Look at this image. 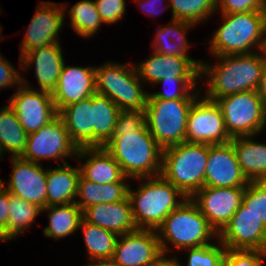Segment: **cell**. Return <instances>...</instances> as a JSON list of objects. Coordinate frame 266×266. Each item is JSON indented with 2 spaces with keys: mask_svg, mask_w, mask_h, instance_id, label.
<instances>
[{
  "mask_svg": "<svg viewBox=\"0 0 266 266\" xmlns=\"http://www.w3.org/2000/svg\"><path fill=\"white\" fill-rule=\"evenodd\" d=\"M75 161L79 163L81 175L96 184L130 180L124 176L120 165L103 146L78 148Z\"/></svg>",
  "mask_w": 266,
  "mask_h": 266,
  "instance_id": "cell-22",
  "label": "cell"
},
{
  "mask_svg": "<svg viewBox=\"0 0 266 266\" xmlns=\"http://www.w3.org/2000/svg\"><path fill=\"white\" fill-rule=\"evenodd\" d=\"M9 218V192L1 185L0 186V229L4 232L7 227Z\"/></svg>",
  "mask_w": 266,
  "mask_h": 266,
  "instance_id": "cell-44",
  "label": "cell"
},
{
  "mask_svg": "<svg viewBox=\"0 0 266 266\" xmlns=\"http://www.w3.org/2000/svg\"><path fill=\"white\" fill-rule=\"evenodd\" d=\"M102 22L109 26L121 22L126 14L125 0H94Z\"/></svg>",
  "mask_w": 266,
  "mask_h": 266,
  "instance_id": "cell-40",
  "label": "cell"
},
{
  "mask_svg": "<svg viewBox=\"0 0 266 266\" xmlns=\"http://www.w3.org/2000/svg\"><path fill=\"white\" fill-rule=\"evenodd\" d=\"M197 25L177 19H171L168 25L157 26L153 40L152 50L165 56L191 57L188 54L190 42L188 31Z\"/></svg>",
  "mask_w": 266,
  "mask_h": 266,
  "instance_id": "cell-26",
  "label": "cell"
},
{
  "mask_svg": "<svg viewBox=\"0 0 266 266\" xmlns=\"http://www.w3.org/2000/svg\"><path fill=\"white\" fill-rule=\"evenodd\" d=\"M162 255L156 230L136 229L118 236L112 258L122 266H150Z\"/></svg>",
  "mask_w": 266,
  "mask_h": 266,
  "instance_id": "cell-17",
  "label": "cell"
},
{
  "mask_svg": "<svg viewBox=\"0 0 266 266\" xmlns=\"http://www.w3.org/2000/svg\"><path fill=\"white\" fill-rule=\"evenodd\" d=\"M61 43L36 47L19 57V69L22 72L34 70L37 90L52 93L58 83L59 75L65 63Z\"/></svg>",
  "mask_w": 266,
  "mask_h": 266,
  "instance_id": "cell-19",
  "label": "cell"
},
{
  "mask_svg": "<svg viewBox=\"0 0 266 266\" xmlns=\"http://www.w3.org/2000/svg\"><path fill=\"white\" fill-rule=\"evenodd\" d=\"M258 136L234 137L231 140L238 163L249 182L266 181V141L259 142Z\"/></svg>",
  "mask_w": 266,
  "mask_h": 266,
  "instance_id": "cell-25",
  "label": "cell"
},
{
  "mask_svg": "<svg viewBox=\"0 0 266 266\" xmlns=\"http://www.w3.org/2000/svg\"><path fill=\"white\" fill-rule=\"evenodd\" d=\"M48 217V225L43 229V235L54 240H62L79 231L82 210L71 203L59 206H46L41 209Z\"/></svg>",
  "mask_w": 266,
  "mask_h": 266,
  "instance_id": "cell-29",
  "label": "cell"
},
{
  "mask_svg": "<svg viewBox=\"0 0 266 266\" xmlns=\"http://www.w3.org/2000/svg\"><path fill=\"white\" fill-rule=\"evenodd\" d=\"M10 179L2 185L11 195L36 204L43 209L47 206V166L26 161L20 157H11Z\"/></svg>",
  "mask_w": 266,
  "mask_h": 266,
  "instance_id": "cell-14",
  "label": "cell"
},
{
  "mask_svg": "<svg viewBox=\"0 0 266 266\" xmlns=\"http://www.w3.org/2000/svg\"><path fill=\"white\" fill-rule=\"evenodd\" d=\"M221 23L212 33L208 49L212 57L249 54L263 50L266 40V11L217 13Z\"/></svg>",
  "mask_w": 266,
  "mask_h": 266,
  "instance_id": "cell-3",
  "label": "cell"
},
{
  "mask_svg": "<svg viewBox=\"0 0 266 266\" xmlns=\"http://www.w3.org/2000/svg\"><path fill=\"white\" fill-rule=\"evenodd\" d=\"M150 266H181L179 259L173 255H162L154 264Z\"/></svg>",
  "mask_w": 266,
  "mask_h": 266,
  "instance_id": "cell-45",
  "label": "cell"
},
{
  "mask_svg": "<svg viewBox=\"0 0 266 266\" xmlns=\"http://www.w3.org/2000/svg\"><path fill=\"white\" fill-rule=\"evenodd\" d=\"M202 61L191 57L165 56L152 50L148 58L134 65L139 79L146 87H152L161 79L200 78Z\"/></svg>",
  "mask_w": 266,
  "mask_h": 266,
  "instance_id": "cell-18",
  "label": "cell"
},
{
  "mask_svg": "<svg viewBox=\"0 0 266 266\" xmlns=\"http://www.w3.org/2000/svg\"><path fill=\"white\" fill-rule=\"evenodd\" d=\"M227 133L231 138L261 135L266 129V101L258 90L218 98Z\"/></svg>",
  "mask_w": 266,
  "mask_h": 266,
  "instance_id": "cell-8",
  "label": "cell"
},
{
  "mask_svg": "<svg viewBox=\"0 0 266 266\" xmlns=\"http://www.w3.org/2000/svg\"><path fill=\"white\" fill-rule=\"evenodd\" d=\"M103 147L130 181L161 174L163 148L148 131L144 111H121L113 134Z\"/></svg>",
  "mask_w": 266,
  "mask_h": 266,
  "instance_id": "cell-1",
  "label": "cell"
},
{
  "mask_svg": "<svg viewBox=\"0 0 266 266\" xmlns=\"http://www.w3.org/2000/svg\"><path fill=\"white\" fill-rule=\"evenodd\" d=\"M209 145L183 142L163 149L161 176L191 198L205 186Z\"/></svg>",
  "mask_w": 266,
  "mask_h": 266,
  "instance_id": "cell-6",
  "label": "cell"
},
{
  "mask_svg": "<svg viewBox=\"0 0 266 266\" xmlns=\"http://www.w3.org/2000/svg\"><path fill=\"white\" fill-rule=\"evenodd\" d=\"M171 19L189 21L195 25L204 24L216 12V0H168Z\"/></svg>",
  "mask_w": 266,
  "mask_h": 266,
  "instance_id": "cell-35",
  "label": "cell"
},
{
  "mask_svg": "<svg viewBox=\"0 0 266 266\" xmlns=\"http://www.w3.org/2000/svg\"><path fill=\"white\" fill-rule=\"evenodd\" d=\"M129 184L131 185V182H114L101 185L80 175L75 203L83 211L89 206L118 202L128 195Z\"/></svg>",
  "mask_w": 266,
  "mask_h": 266,
  "instance_id": "cell-28",
  "label": "cell"
},
{
  "mask_svg": "<svg viewBox=\"0 0 266 266\" xmlns=\"http://www.w3.org/2000/svg\"><path fill=\"white\" fill-rule=\"evenodd\" d=\"M21 83L8 99V104L24 130L30 134L48 124L58 112L51 93L33 88L34 85L23 74Z\"/></svg>",
  "mask_w": 266,
  "mask_h": 266,
  "instance_id": "cell-11",
  "label": "cell"
},
{
  "mask_svg": "<svg viewBox=\"0 0 266 266\" xmlns=\"http://www.w3.org/2000/svg\"><path fill=\"white\" fill-rule=\"evenodd\" d=\"M40 214H42L41 208L36 204L9 193V218L6 230L3 232L5 237L8 241H13L23 234L25 235L27 229L33 228V224Z\"/></svg>",
  "mask_w": 266,
  "mask_h": 266,
  "instance_id": "cell-34",
  "label": "cell"
},
{
  "mask_svg": "<svg viewBox=\"0 0 266 266\" xmlns=\"http://www.w3.org/2000/svg\"><path fill=\"white\" fill-rule=\"evenodd\" d=\"M78 147L70 139L63 119L57 115L36 132L28 134L26 148L20 158L35 163L54 160L57 165L76 159Z\"/></svg>",
  "mask_w": 266,
  "mask_h": 266,
  "instance_id": "cell-10",
  "label": "cell"
},
{
  "mask_svg": "<svg viewBox=\"0 0 266 266\" xmlns=\"http://www.w3.org/2000/svg\"><path fill=\"white\" fill-rule=\"evenodd\" d=\"M226 249L266 251V226L242 203L218 233Z\"/></svg>",
  "mask_w": 266,
  "mask_h": 266,
  "instance_id": "cell-16",
  "label": "cell"
},
{
  "mask_svg": "<svg viewBox=\"0 0 266 266\" xmlns=\"http://www.w3.org/2000/svg\"><path fill=\"white\" fill-rule=\"evenodd\" d=\"M266 11V0H216L218 13H244Z\"/></svg>",
  "mask_w": 266,
  "mask_h": 266,
  "instance_id": "cell-41",
  "label": "cell"
},
{
  "mask_svg": "<svg viewBox=\"0 0 266 266\" xmlns=\"http://www.w3.org/2000/svg\"><path fill=\"white\" fill-rule=\"evenodd\" d=\"M89 263V264H88ZM85 266H122L116 262L113 258L97 259L88 262Z\"/></svg>",
  "mask_w": 266,
  "mask_h": 266,
  "instance_id": "cell-46",
  "label": "cell"
},
{
  "mask_svg": "<svg viewBox=\"0 0 266 266\" xmlns=\"http://www.w3.org/2000/svg\"><path fill=\"white\" fill-rule=\"evenodd\" d=\"M93 147L104 146L111 138L121 110L107 96L94 93L91 96Z\"/></svg>",
  "mask_w": 266,
  "mask_h": 266,
  "instance_id": "cell-30",
  "label": "cell"
},
{
  "mask_svg": "<svg viewBox=\"0 0 266 266\" xmlns=\"http://www.w3.org/2000/svg\"><path fill=\"white\" fill-rule=\"evenodd\" d=\"M200 78H169L161 79L154 86H162L161 91H150L148 99H197L201 95L198 88Z\"/></svg>",
  "mask_w": 266,
  "mask_h": 266,
  "instance_id": "cell-36",
  "label": "cell"
},
{
  "mask_svg": "<svg viewBox=\"0 0 266 266\" xmlns=\"http://www.w3.org/2000/svg\"><path fill=\"white\" fill-rule=\"evenodd\" d=\"M79 230L83 234V242L87 254V260L112 258L118 235L105 228L90 224L83 219L80 222Z\"/></svg>",
  "mask_w": 266,
  "mask_h": 266,
  "instance_id": "cell-33",
  "label": "cell"
},
{
  "mask_svg": "<svg viewBox=\"0 0 266 266\" xmlns=\"http://www.w3.org/2000/svg\"><path fill=\"white\" fill-rule=\"evenodd\" d=\"M244 192L245 187L204 186L191 197V200L218 234L239 209Z\"/></svg>",
  "mask_w": 266,
  "mask_h": 266,
  "instance_id": "cell-15",
  "label": "cell"
},
{
  "mask_svg": "<svg viewBox=\"0 0 266 266\" xmlns=\"http://www.w3.org/2000/svg\"><path fill=\"white\" fill-rule=\"evenodd\" d=\"M83 220L116 233L118 236L136 230L128 195L118 202L102 203L82 211Z\"/></svg>",
  "mask_w": 266,
  "mask_h": 266,
  "instance_id": "cell-23",
  "label": "cell"
},
{
  "mask_svg": "<svg viewBox=\"0 0 266 266\" xmlns=\"http://www.w3.org/2000/svg\"><path fill=\"white\" fill-rule=\"evenodd\" d=\"M183 251V252H182ZM186 252V264L184 265L179 256H176L181 266H224L226 248L218 240L198 248H186L180 252Z\"/></svg>",
  "mask_w": 266,
  "mask_h": 266,
  "instance_id": "cell-37",
  "label": "cell"
},
{
  "mask_svg": "<svg viewBox=\"0 0 266 266\" xmlns=\"http://www.w3.org/2000/svg\"><path fill=\"white\" fill-rule=\"evenodd\" d=\"M266 251L226 249L224 266H264Z\"/></svg>",
  "mask_w": 266,
  "mask_h": 266,
  "instance_id": "cell-39",
  "label": "cell"
},
{
  "mask_svg": "<svg viewBox=\"0 0 266 266\" xmlns=\"http://www.w3.org/2000/svg\"><path fill=\"white\" fill-rule=\"evenodd\" d=\"M249 181L238 163L232 142L209 145L205 170V186L246 187Z\"/></svg>",
  "mask_w": 266,
  "mask_h": 266,
  "instance_id": "cell-20",
  "label": "cell"
},
{
  "mask_svg": "<svg viewBox=\"0 0 266 266\" xmlns=\"http://www.w3.org/2000/svg\"><path fill=\"white\" fill-rule=\"evenodd\" d=\"M28 133L24 130L13 108L7 103L0 107V154L9 158L20 157L27 144ZM6 153V154H5Z\"/></svg>",
  "mask_w": 266,
  "mask_h": 266,
  "instance_id": "cell-31",
  "label": "cell"
},
{
  "mask_svg": "<svg viewBox=\"0 0 266 266\" xmlns=\"http://www.w3.org/2000/svg\"><path fill=\"white\" fill-rule=\"evenodd\" d=\"M214 59V63L203 60L200 64V81L204 83L200 91L205 98L216 101L226 95L258 90L266 67L262 50Z\"/></svg>",
  "mask_w": 266,
  "mask_h": 266,
  "instance_id": "cell-2",
  "label": "cell"
},
{
  "mask_svg": "<svg viewBox=\"0 0 266 266\" xmlns=\"http://www.w3.org/2000/svg\"><path fill=\"white\" fill-rule=\"evenodd\" d=\"M224 117L216 101L202 94L193 102L187 117L186 142L215 145L230 142Z\"/></svg>",
  "mask_w": 266,
  "mask_h": 266,
  "instance_id": "cell-12",
  "label": "cell"
},
{
  "mask_svg": "<svg viewBox=\"0 0 266 266\" xmlns=\"http://www.w3.org/2000/svg\"><path fill=\"white\" fill-rule=\"evenodd\" d=\"M258 92L266 101V67H265L264 72H263V76H262L260 86L258 88Z\"/></svg>",
  "mask_w": 266,
  "mask_h": 266,
  "instance_id": "cell-47",
  "label": "cell"
},
{
  "mask_svg": "<svg viewBox=\"0 0 266 266\" xmlns=\"http://www.w3.org/2000/svg\"><path fill=\"white\" fill-rule=\"evenodd\" d=\"M195 100H147L145 123L152 137L163 149L186 141L187 117Z\"/></svg>",
  "mask_w": 266,
  "mask_h": 266,
  "instance_id": "cell-9",
  "label": "cell"
},
{
  "mask_svg": "<svg viewBox=\"0 0 266 266\" xmlns=\"http://www.w3.org/2000/svg\"><path fill=\"white\" fill-rule=\"evenodd\" d=\"M137 189L128 188L133 221L137 229L157 228L164 219L188 198L161 175L133 179Z\"/></svg>",
  "mask_w": 266,
  "mask_h": 266,
  "instance_id": "cell-4",
  "label": "cell"
},
{
  "mask_svg": "<svg viewBox=\"0 0 266 266\" xmlns=\"http://www.w3.org/2000/svg\"><path fill=\"white\" fill-rule=\"evenodd\" d=\"M263 53H264V56H265V59H266V40L264 42V47H263Z\"/></svg>",
  "mask_w": 266,
  "mask_h": 266,
  "instance_id": "cell-50",
  "label": "cell"
},
{
  "mask_svg": "<svg viewBox=\"0 0 266 266\" xmlns=\"http://www.w3.org/2000/svg\"><path fill=\"white\" fill-rule=\"evenodd\" d=\"M58 115L63 119L70 139L78 147H93L91 96L63 107Z\"/></svg>",
  "mask_w": 266,
  "mask_h": 266,
  "instance_id": "cell-27",
  "label": "cell"
},
{
  "mask_svg": "<svg viewBox=\"0 0 266 266\" xmlns=\"http://www.w3.org/2000/svg\"><path fill=\"white\" fill-rule=\"evenodd\" d=\"M1 10H2V9H1V6H0V14H1V12H2ZM2 28H3V27H1V24H0V41H2L3 38H5V37H3V36L1 35V33H3V32H2V30H3ZM1 36H2V37H1Z\"/></svg>",
  "mask_w": 266,
  "mask_h": 266,
  "instance_id": "cell-49",
  "label": "cell"
},
{
  "mask_svg": "<svg viewBox=\"0 0 266 266\" xmlns=\"http://www.w3.org/2000/svg\"><path fill=\"white\" fill-rule=\"evenodd\" d=\"M81 175L79 165L69 163L55 167L47 166V206H59L75 203L78 180Z\"/></svg>",
  "mask_w": 266,
  "mask_h": 266,
  "instance_id": "cell-24",
  "label": "cell"
},
{
  "mask_svg": "<svg viewBox=\"0 0 266 266\" xmlns=\"http://www.w3.org/2000/svg\"><path fill=\"white\" fill-rule=\"evenodd\" d=\"M66 64L65 61L56 88L51 93L57 112L96 93L95 66Z\"/></svg>",
  "mask_w": 266,
  "mask_h": 266,
  "instance_id": "cell-21",
  "label": "cell"
},
{
  "mask_svg": "<svg viewBox=\"0 0 266 266\" xmlns=\"http://www.w3.org/2000/svg\"><path fill=\"white\" fill-rule=\"evenodd\" d=\"M0 242H8V239L5 237L3 231L0 229Z\"/></svg>",
  "mask_w": 266,
  "mask_h": 266,
  "instance_id": "cell-48",
  "label": "cell"
},
{
  "mask_svg": "<svg viewBox=\"0 0 266 266\" xmlns=\"http://www.w3.org/2000/svg\"><path fill=\"white\" fill-rule=\"evenodd\" d=\"M65 13L59 2L40 1L28 28L20 42L19 57L36 47L62 43L59 40L60 32L64 29Z\"/></svg>",
  "mask_w": 266,
  "mask_h": 266,
  "instance_id": "cell-13",
  "label": "cell"
},
{
  "mask_svg": "<svg viewBox=\"0 0 266 266\" xmlns=\"http://www.w3.org/2000/svg\"><path fill=\"white\" fill-rule=\"evenodd\" d=\"M95 80L96 93L107 96L121 111H145L149 91L132 61L108 60L95 66Z\"/></svg>",
  "mask_w": 266,
  "mask_h": 266,
  "instance_id": "cell-7",
  "label": "cell"
},
{
  "mask_svg": "<svg viewBox=\"0 0 266 266\" xmlns=\"http://www.w3.org/2000/svg\"><path fill=\"white\" fill-rule=\"evenodd\" d=\"M156 232L162 254L165 256H170V252L175 256L173 249L180 253L183 249L198 248L218 240L217 232L209 225L191 198L173 210Z\"/></svg>",
  "mask_w": 266,
  "mask_h": 266,
  "instance_id": "cell-5",
  "label": "cell"
},
{
  "mask_svg": "<svg viewBox=\"0 0 266 266\" xmlns=\"http://www.w3.org/2000/svg\"><path fill=\"white\" fill-rule=\"evenodd\" d=\"M242 203L266 226V181L249 182Z\"/></svg>",
  "mask_w": 266,
  "mask_h": 266,
  "instance_id": "cell-38",
  "label": "cell"
},
{
  "mask_svg": "<svg viewBox=\"0 0 266 266\" xmlns=\"http://www.w3.org/2000/svg\"><path fill=\"white\" fill-rule=\"evenodd\" d=\"M21 70L20 72L10 61L5 58L0 52V89L5 90L10 87H19L21 85Z\"/></svg>",
  "mask_w": 266,
  "mask_h": 266,
  "instance_id": "cell-42",
  "label": "cell"
},
{
  "mask_svg": "<svg viewBox=\"0 0 266 266\" xmlns=\"http://www.w3.org/2000/svg\"><path fill=\"white\" fill-rule=\"evenodd\" d=\"M61 4L64 13L68 14L64 16L66 18L68 16L70 20V23L65 22L67 25L66 27L70 26L76 32L75 34L84 39H89L98 34L104 23L100 18L94 0H80L72 6L66 2Z\"/></svg>",
  "mask_w": 266,
  "mask_h": 266,
  "instance_id": "cell-32",
  "label": "cell"
},
{
  "mask_svg": "<svg viewBox=\"0 0 266 266\" xmlns=\"http://www.w3.org/2000/svg\"><path fill=\"white\" fill-rule=\"evenodd\" d=\"M163 1L165 2V0H135V2L138 3L137 8L143 11L142 13H145L147 16L149 15V17H156L165 12V10H170L168 0H166V4H160Z\"/></svg>",
  "mask_w": 266,
  "mask_h": 266,
  "instance_id": "cell-43",
  "label": "cell"
}]
</instances>
